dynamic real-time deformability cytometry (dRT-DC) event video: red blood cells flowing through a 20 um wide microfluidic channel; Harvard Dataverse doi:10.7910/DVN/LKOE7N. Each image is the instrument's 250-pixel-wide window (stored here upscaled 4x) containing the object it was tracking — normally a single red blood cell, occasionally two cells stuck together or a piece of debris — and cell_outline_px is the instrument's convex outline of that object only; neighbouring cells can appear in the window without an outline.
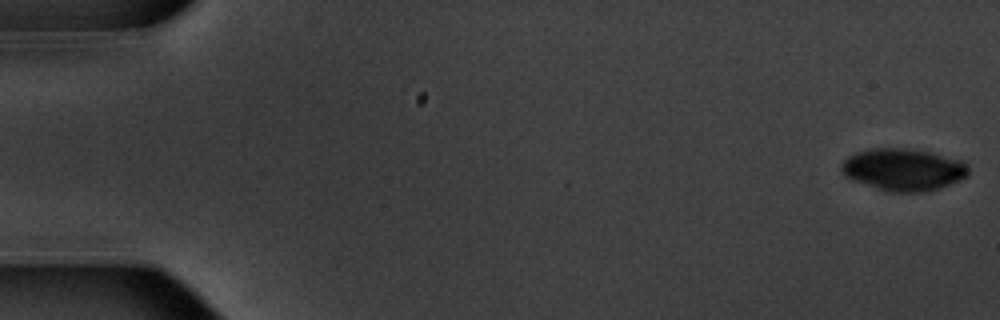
{"species": "common noctule bat (a hibernating species)", "species_latin": "Nyctalus noctula", "temperature_condition": "warm", "stored_images_in_passage": 54, "camera_frame_rate_fps": 3000, "um_per_image_px": 0.085, "animal": {"sex": "male", "body_mass_g": 20.1, "forearm_length_mm": 53.5}, "frame": {"image": 1, "passage_image": 1, "time_ms": 0.0, "image_size_px": [1000, 320], "cell_outline_px": [[968, 176], [960, 180], [940, 188], [920, 192], [892, 192], [852, 180], [844, 176], [840, 168], [840, 164], [848, 156], [856, 152], [872, 148], [912, 148], [960, 160], [968, 164]], "centroid_in_image_um": [76.77, 14.4], "position_along_channel_um": 8.2, "area_um2": 31.15}}